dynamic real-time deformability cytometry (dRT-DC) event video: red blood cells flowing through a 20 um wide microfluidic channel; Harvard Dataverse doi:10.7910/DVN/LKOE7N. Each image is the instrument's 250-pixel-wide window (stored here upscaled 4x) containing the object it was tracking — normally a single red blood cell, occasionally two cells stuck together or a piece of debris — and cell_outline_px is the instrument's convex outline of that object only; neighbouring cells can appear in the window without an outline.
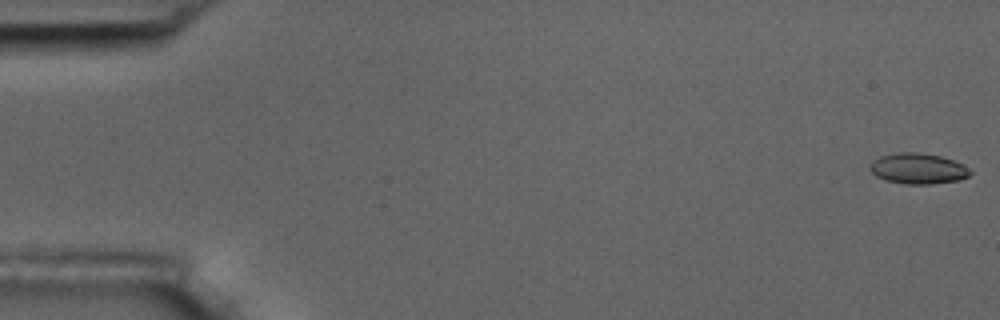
{"species": "common noctule bat (a hibernating species)", "species_latin": "Nyctalus noctula", "temperature_condition": "room temperature", "stored_images_in_passage": 8, "camera_frame_rate_fps": 3000, "um_per_image_px": 0.085, "animal": {"sex": "male", "body_mass_g": 17.5, "forearm_length_mm": 52.3}, "frame": {"image": 1, "passage_image": 1, "time_ms": 0.0, "image_size_px": [1000, 320], "cell_outline_px": [[972, 172], [968, 176], [960, 180], [932, 184], [904, 184], [884, 180], [876, 176], [868, 168], [872, 160], [880, 156], [900, 152], [916, 152], [940, 156], [952, 160], [960, 164]], "centroid_in_image_um": [77.98, 14.34], "position_along_channel_um": 7.0, "area_um2": 17.86}}
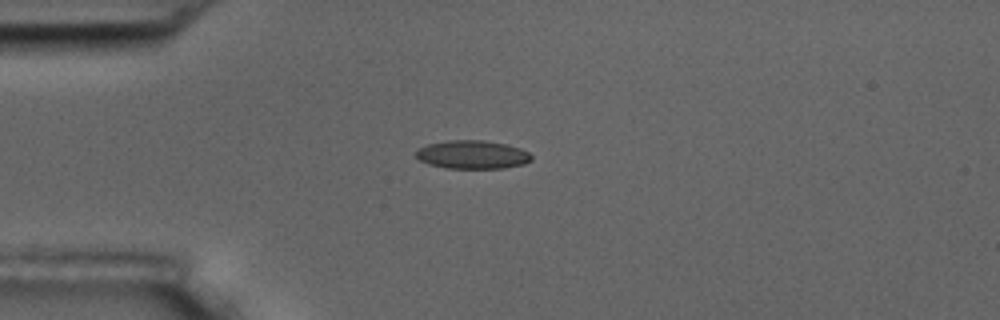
{"frame": {"image": 2, "passage_image": 5, "time_ms": 4.667, "image_size_px": [1000, 320], "cell_outline_px": [[532, 160], [524, 164], [504, 168], [448, 168], [428, 164], [420, 160], [416, 156], [416, 152], [420, 148], [428, 144], [448, 140], [484, 140], [508, 144], [520, 148], [528, 152], [532, 156]], "centroid_in_image_um": [40.19, 13.14], "position_along_channel_um": 44.8, "area_um2": 19.13}}